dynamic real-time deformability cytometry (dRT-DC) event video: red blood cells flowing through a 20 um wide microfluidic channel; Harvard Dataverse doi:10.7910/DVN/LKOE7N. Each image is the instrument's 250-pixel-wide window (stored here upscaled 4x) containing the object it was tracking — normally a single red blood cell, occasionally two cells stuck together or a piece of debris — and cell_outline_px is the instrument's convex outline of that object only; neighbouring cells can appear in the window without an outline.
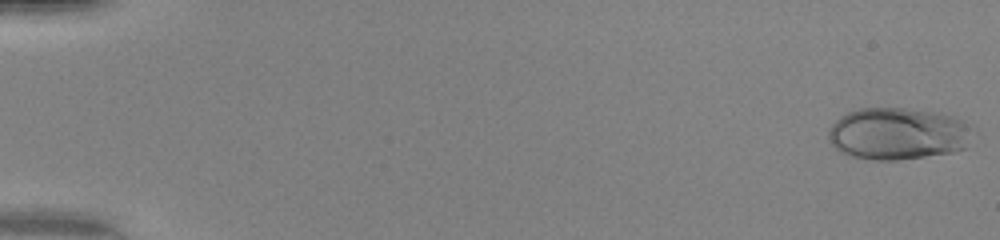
{"species": "human", "species_latin": "Homo sapiens", "temperature_condition": "warm", "stored_images_in_passage": 50, "camera_frame_rate_fps": 3000, "um_per_image_px": 0.085, "donor": {"sex": "female"}, "frame": {"image": 1, "passage_image": 1, "time_ms": 0.0, "image_size_px": [1000, 240], "cell_outline_px": [[972, 124], [964, 148], [956, 152], [896, 160], [872, 160], [852, 156], [840, 152], [828, 140], [828, 128], [840, 116], [848, 112], [860, 108], [904, 108], [944, 112], [956, 116]], "centroid_in_image_um": [76.32, 11.34], "position_along_channel_um": 8.7, "area_um2": 44.16}}
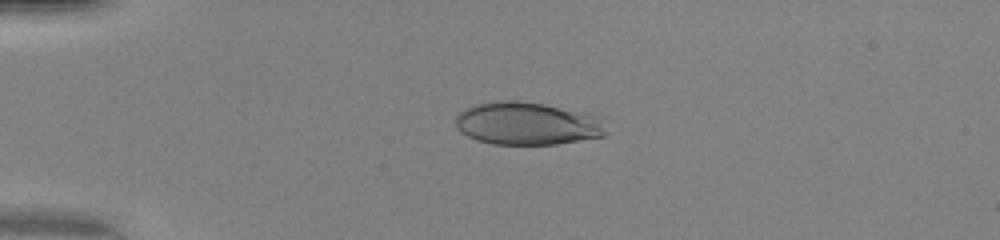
{"frame": {"image": 2, "passage_image": 13, "time_ms": 4.0, "image_size_px": [1000, 240], "cell_outline_px": [[608, 132], [604, 136], [556, 144], [492, 144], [476, 140], [460, 132], [456, 128], [456, 112], [472, 104], [496, 100], [516, 100], [544, 104], [592, 112], [596, 116]], "centroid_in_image_um": [44.78, 10.48], "position_along_channel_um": 40.2, "area_um2": 38.15}}
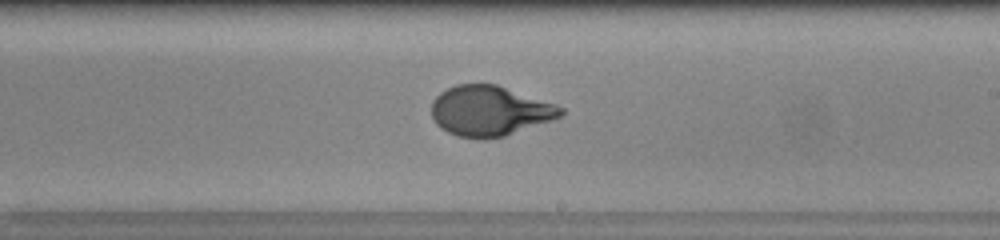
{"frame": {"image": 3, "passage_image": 31, "time_ms": 10.0, "image_size_px": [1000, 240], "cell_outline_px": [[564, 112], [560, 116], [552, 120], [504, 136], [456, 136], [440, 128], [436, 124], [432, 116], [432, 100], [440, 92], [456, 84], [496, 84], [556, 104], [564, 108]], "centroid_in_image_um": [41.62, 9.39], "position_along_channel_um": 247.4, "area_um2": 37.17}, "authors_computed_cell_mechanics": {"area_um2": 37.9457, "velocity_mm_per_s": 4.2017, "shape_relaxation_time_tau1_ms": 5.6129, "shape_relaxation_time_tau2_ms": null, "deformation_change_tau1": 0.3002, "deformation_change_tau2": null}}